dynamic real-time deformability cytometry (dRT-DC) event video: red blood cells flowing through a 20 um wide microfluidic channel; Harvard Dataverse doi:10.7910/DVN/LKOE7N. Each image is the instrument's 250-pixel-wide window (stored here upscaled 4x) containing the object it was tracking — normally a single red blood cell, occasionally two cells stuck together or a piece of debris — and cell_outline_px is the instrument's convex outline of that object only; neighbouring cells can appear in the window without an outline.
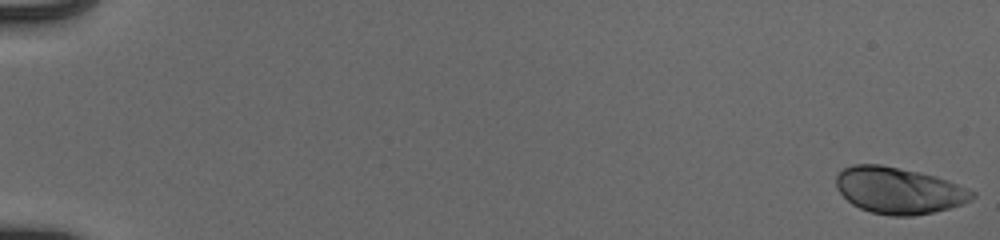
{"species": "human", "species_latin": "Homo sapiens", "temperature_condition": "cold", "stored_images_in_passage": 54, "camera_frame_rate_fps": 3000, "um_per_image_px": 0.085, "donor": {"sex": "male"}, "frame": {"image": 1, "passage_image": 1, "time_ms": 0.0, "image_size_px": [1000, 240], "cell_outline_px": [[976, 196], [960, 204], [948, 208], [932, 212], [912, 216], [892, 216], [872, 212], [860, 208], [852, 204], [836, 188], [836, 176], [844, 168], [856, 164], [880, 164], [920, 172], [936, 176], [948, 180], [968, 188], [976, 192]], "centroid_in_image_um": [76.39, 16.18], "position_along_channel_um": 8.6, "area_um2": 36.65}}
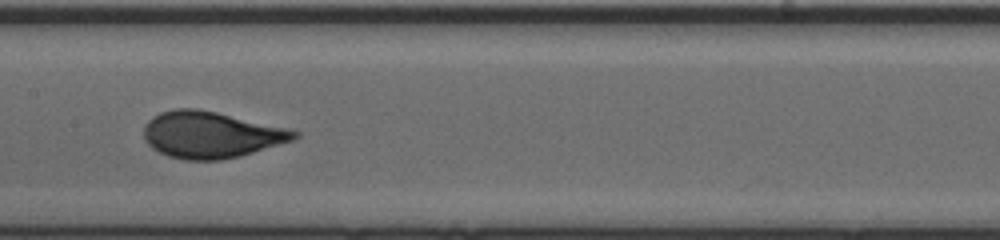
{"frame": {"image": 2, "passage_image": 30, "time_ms": 9.667, "image_size_px": [1000, 240], "cell_outline_px": [[300, 136], [292, 140], [240, 156], [220, 160], [184, 160], [168, 156], [152, 148], [144, 140], [144, 124], [152, 116], [160, 112], [176, 108], [196, 108], [216, 112], [288, 128], [300, 132]], "centroid_in_image_um": [17.9, 11.45], "position_along_channel_um": 189.5, "area_um2": 40.75}}
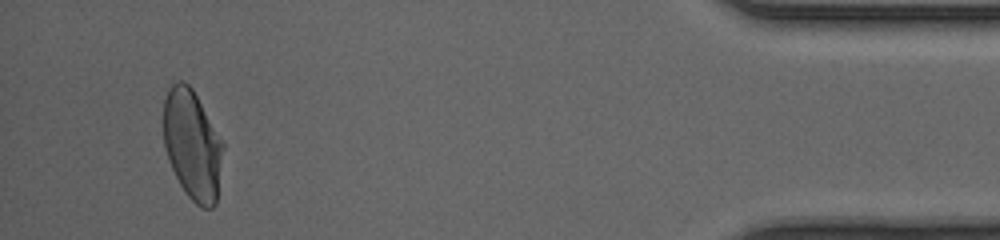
{"frame": {"image": 3, "passage_image": 52, "time_ms": 17.0, "image_size_px": [1000, 240], "cell_outline_px": [[224, 148], [216, 204], [212, 208], [204, 208], [196, 204], [184, 192], [172, 168], [164, 144], [164, 88], [176, 80], [184, 80], [192, 88], [224, 144]], "centroid_in_image_um": [16.34, 12.27], "position_along_channel_um": 418.9, "area_um2": 38.26}, "authors_computed_cell_mechanics": {"area_um2": 39.015, "velocity_mm_per_s": 3.9344, "shape_relaxation_time_tau1_ms": 3.6796, "shape_relaxation_time_tau2_ms": null, "deformation_change_tau1": 0.1717, "deformation_change_tau2": null}}